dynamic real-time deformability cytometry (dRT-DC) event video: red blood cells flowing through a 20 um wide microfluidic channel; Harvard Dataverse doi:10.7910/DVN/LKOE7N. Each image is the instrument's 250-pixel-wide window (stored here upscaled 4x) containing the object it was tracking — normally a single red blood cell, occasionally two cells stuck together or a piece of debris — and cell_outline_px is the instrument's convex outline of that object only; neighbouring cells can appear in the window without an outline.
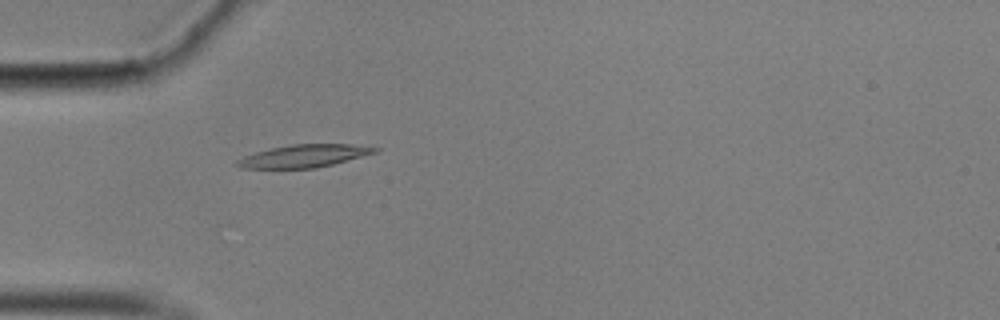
{"species": "common noctule bat (a hibernating species)", "species_latin": "Nyctalus noctula", "temperature_condition": "cold", "stored_images_in_passage": 45, "camera_frame_rate_fps": 3000, "um_per_image_px": 0.085, "animal": {"sex": "male", "body_mass_g": 17.9}, "frame": {"image": 1, "passage_image": 5, "time_ms": 1.333, "image_size_px": [1000, 320], "cell_outline_px": [[380, 148], [376, 152], [332, 164], [316, 168], [240, 168], [236, 164], [236, 160], [244, 156], [256, 152], [272, 148], [292, 144], [352, 144]], "centroid_in_image_um": [25.82, 13.25], "position_along_channel_um": 59.2, "area_um2": 17.92}}
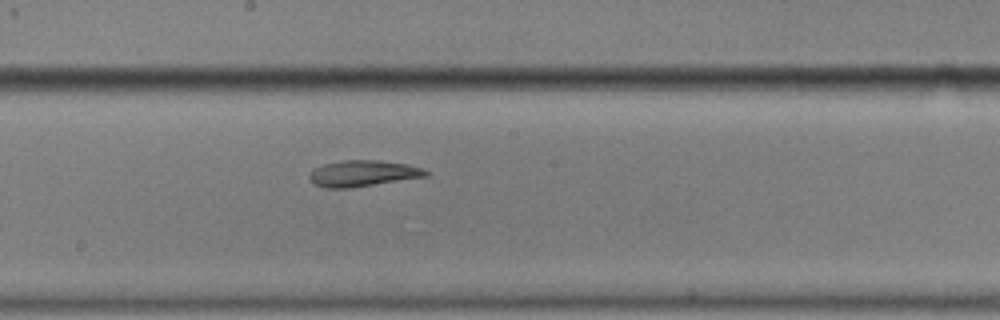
{"frame": {"image": 2, "passage_image": 19, "time_ms": 6.0, "image_size_px": [1000, 320], "cell_outline_px": [[428, 176], [348, 188], [324, 188], [316, 184], [308, 176], [312, 168], [324, 164], [340, 160], [380, 160], [408, 164], [424, 168], [428, 172]], "centroid_in_image_um": [30.84, 14.72], "position_along_channel_um": 217.4, "area_um2": 17.74}}
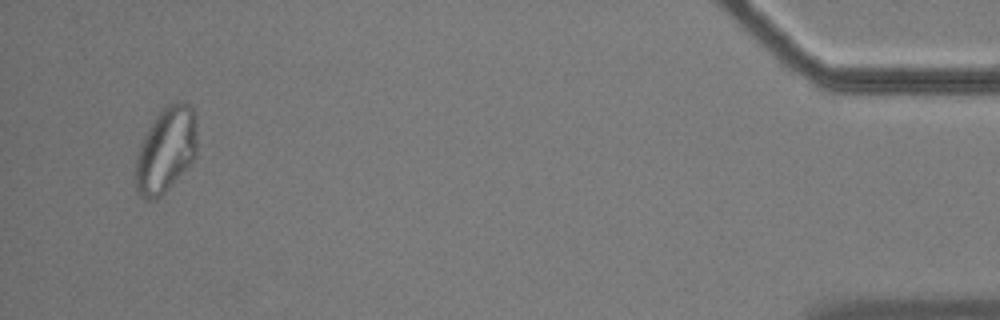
{"frame": {"image": 3, "passage_image": 43, "time_ms": 14.0, "image_size_px": [1000, 320], "cell_outline_px": [[196, 156], [188, 168], [156, 200], [148, 200], [140, 196], [136, 188], [136, 156], [140, 144], [148, 128], [156, 116], [168, 104], [180, 100], [184, 100], [192, 108], [196, 120]], "centroid_in_image_um": [14.11, 12.74], "position_along_channel_um": 421.1, "area_um2": 30.63}, "authors_computed_cell_mechanics": {"area_um2": 18.496, "velocity_mm_per_s": 3.4738, "shape_relaxation_time_tau1_ms": null, "shape_relaxation_time_tau2_ms": 5.6892, "deformation_change_tau1": null, "deformation_change_tau2": 0.1331}}